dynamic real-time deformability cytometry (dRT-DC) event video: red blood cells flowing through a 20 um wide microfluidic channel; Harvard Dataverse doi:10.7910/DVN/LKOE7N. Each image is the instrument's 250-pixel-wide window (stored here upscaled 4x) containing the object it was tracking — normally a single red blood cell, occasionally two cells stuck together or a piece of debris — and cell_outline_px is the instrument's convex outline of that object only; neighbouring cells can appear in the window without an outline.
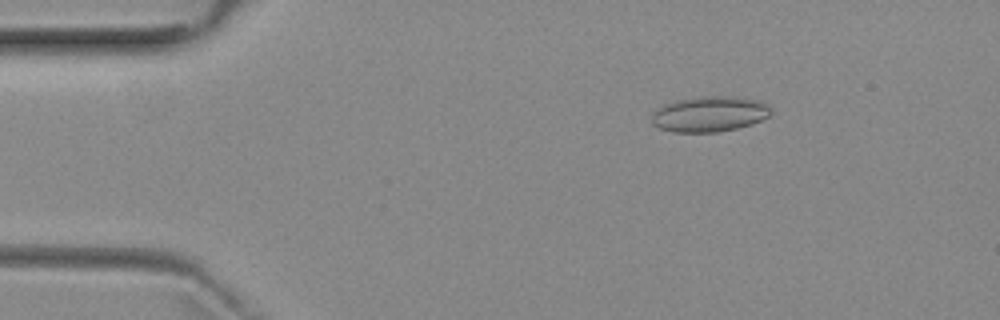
{"species": "common noctule bat (a hibernating species)", "species_latin": "Nyctalus noctula", "temperature_condition": "room temperature", "stored_images_in_passage": 3, "camera_frame_rate_fps": 3000, "um_per_image_px": 0.085, "animal": {"sex": "female", "body_mass_g": 29.2, "forearm_length_mm": 56.3}, "frame": {"image": 1, "passage_image": 2, "time_ms": 1.333, "image_size_px": [1000, 320], "cell_outline_px": [[772, 112], [768, 116], [752, 124], [736, 128], [716, 132], [672, 132], [660, 128], [652, 124], [652, 116], [656, 108], [664, 104], [680, 100], [700, 96], [744, 96], [760, 100], [768, 104], [772, 108]], "centroid_in_image_um": [60.35, 9.68], "position_along_channel_um": 24.7, "area_um2": 24.91}}